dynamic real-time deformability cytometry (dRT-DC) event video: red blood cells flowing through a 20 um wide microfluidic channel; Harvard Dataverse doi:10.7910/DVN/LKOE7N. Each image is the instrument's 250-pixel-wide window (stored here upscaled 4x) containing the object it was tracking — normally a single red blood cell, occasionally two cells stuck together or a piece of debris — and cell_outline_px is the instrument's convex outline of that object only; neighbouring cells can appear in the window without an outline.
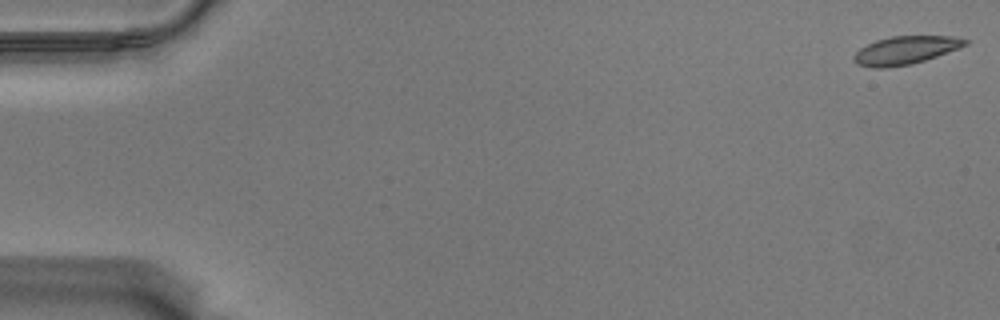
{"species": "Egyptian fruit bat (a non-hibernating species)", "species_latin": "Rousettus aegyptiacus", "temperature_condition": "warm", "stored_images_in_passage": 58, "camera_frame_rate_fps": 3000, "um_per_image_px": 0.085, "animal": {"sex": "male"}, "frame": {"image": 1, "passage_image": 1, "time_ms": 0.0, "image_size_px": [1000, 320], "cell_outline_px": [[968, 44], [936, 56], [912, 64], [888, 68], [872, 68], [856, 64], [852, 60], [852, 56], [860, 48], [876, 40], [892, 36], [956, 36], [968, 40]], "centroid_in_image_um": [76.91, 4.28], "position_along_channel_um": 8.1, "area_um2": 18.26}}
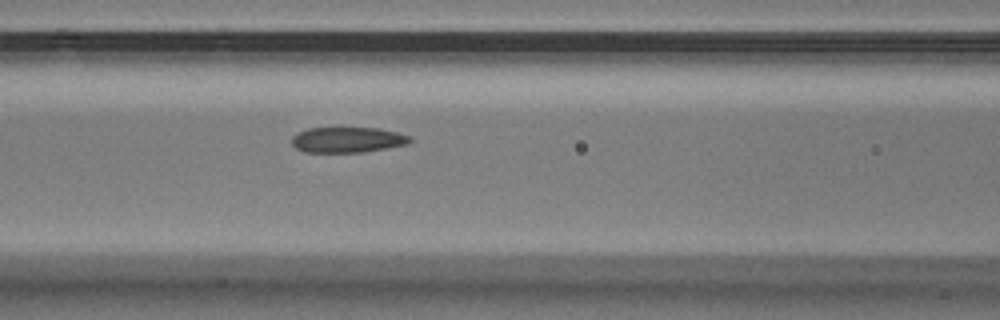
{"frame": {"image": 2, "passage_image": 25, "time_ms": 8.0, "image_size_px": [1000, 320], "cell_outline_px": [[412, 140], [408, 144], [364, 152], [304, 152], [296, 148], [292, 144], [292, 136], [296, 132], [308, 128], [376, 128], [396, 132], [408, 136]], "centroid_in_image_um": [29.49, 11.88], "position_along_channel_um": 137.1, "area_um2": 17.51}}
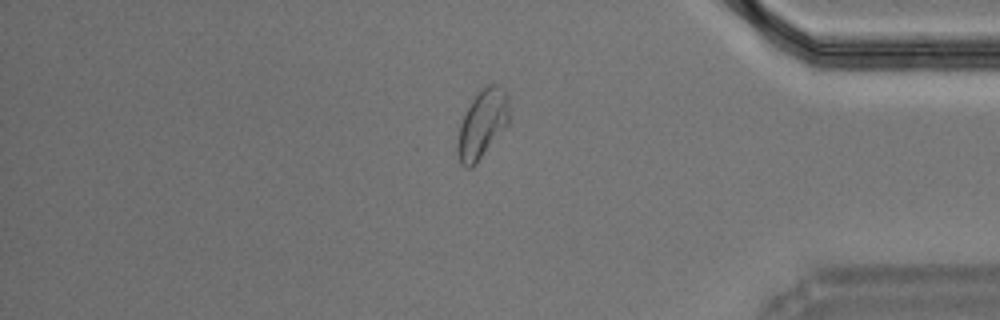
{"frame": {"image": 3, "passage_image": 49, "time_ms": 16.0, "image_size_px": [1000, 320], "cell_outline_px": [[508, 124], [476, 164], [472, 168], [464, 168], [460, 164], [456, 152], [456, 140], [460, 124], [472, 100], [484, 84], [500, 84], [508, 92]], "centroid_in_image_um": [40.98, 10.54], "position_along_channel_um": 394.2, "area_um2": 20.87}, "authors_computed_cell_mechanics": {"area_um2": 18.5249, "velocity_mm_per_s": 3.5153, "shape_relaxation_time_tau1_ms": 6.8369, "shape_relaxation_time_tau2_ms": 1.8041, "deformation_change_tau1": 0.1548, "deformation_change_tau2": 0.0657}}